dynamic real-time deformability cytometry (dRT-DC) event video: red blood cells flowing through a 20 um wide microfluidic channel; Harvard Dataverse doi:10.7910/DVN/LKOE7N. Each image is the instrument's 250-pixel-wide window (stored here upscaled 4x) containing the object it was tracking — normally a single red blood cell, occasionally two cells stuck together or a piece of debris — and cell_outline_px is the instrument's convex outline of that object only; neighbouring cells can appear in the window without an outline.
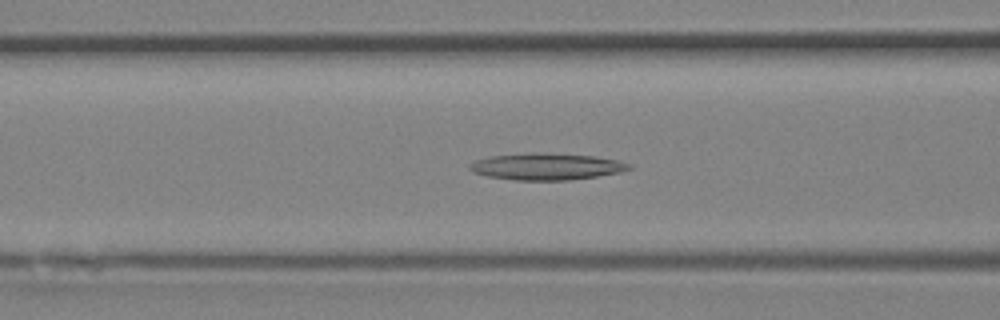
{"species": "Egyptian fruit bat (a non-hibernating species)", "species_latin": "Rousettus aegyptiacus", "temperature_condition": "room temperature", "stored_images_in_passage": 27, "segment_of_instrument_passage": [1, 2], "camera_frame_rate_fps": 3000, "um_per_image_px": 0.085, "animal": {"sex": "female"}, "frame": {"image": 1, "passage_image": 5, "time_ms": 1.333, "image_size_px": [1000, 320], "cell_outline_px": [[632, 168], [620, 172], [596, 176], [568, 180], [516, 180], [488, 176], [472, 172], [468, 168], [468, 164], [476, 160], [488, 156], [536, 152], [596, 156], [616, 160], [632, 164]], "centroid_in_image_um": [46.43, 14.15], "position_along_channel_um": 120.2, "area_um2": 24.8}}
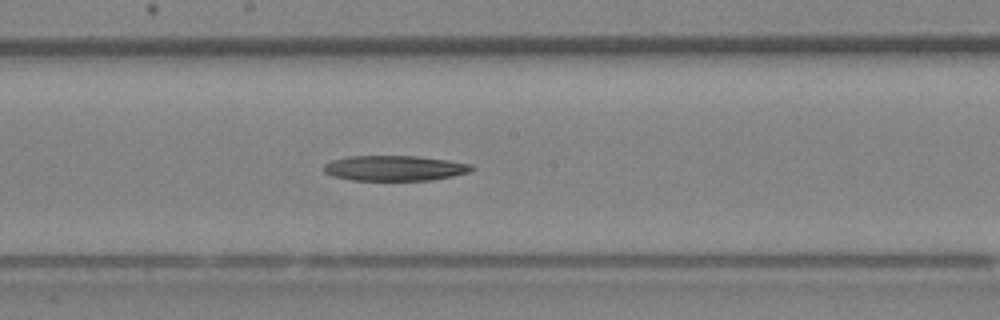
{"frame": {"image": 2, "passage_image": 10, "time_ms": 3.0, "image_size_px": [1000, 320], "cell_outline_px": [[476, 168], [468, 172], [452, 176], [432, 180], [352, 180], [332, 176], [324, 172], [324, 164], [332, 160], [352, 156], [416, 156], [448, 160], [472, 164]], "centroid_in_image_um": [33.55, 14.29], "position_along_channel_um": 214.6, "area_um2": 21.73}}
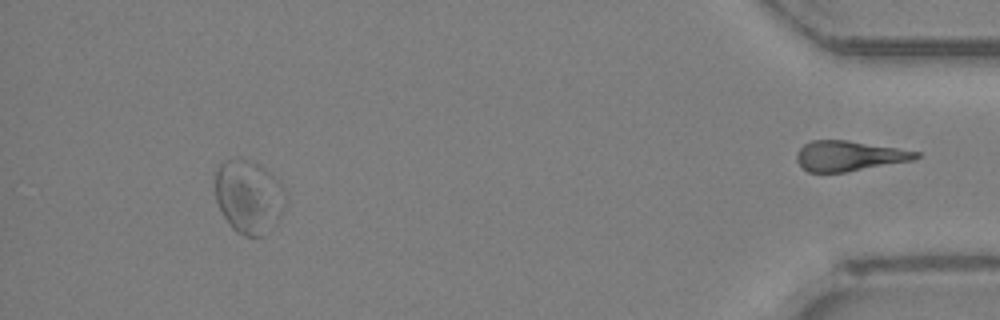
{"frame": {"image": 3, "passage_image": 24, "time_ms": 7.667, "image_size_px": [1000, 320], "cell_outline_px": [[288, 200], [280, 216], [260, 236], [244, 236], [236, 232], [232, 228], [224, 216], [216, 200], [216, 168], [224, 160], [248, 160], [260, 164], [280, 180], [284, 188]], "centroid_in_image_um": [21.17, 16.69], "position_along_channel_um": 414.0, "area_um2": 29.94}}